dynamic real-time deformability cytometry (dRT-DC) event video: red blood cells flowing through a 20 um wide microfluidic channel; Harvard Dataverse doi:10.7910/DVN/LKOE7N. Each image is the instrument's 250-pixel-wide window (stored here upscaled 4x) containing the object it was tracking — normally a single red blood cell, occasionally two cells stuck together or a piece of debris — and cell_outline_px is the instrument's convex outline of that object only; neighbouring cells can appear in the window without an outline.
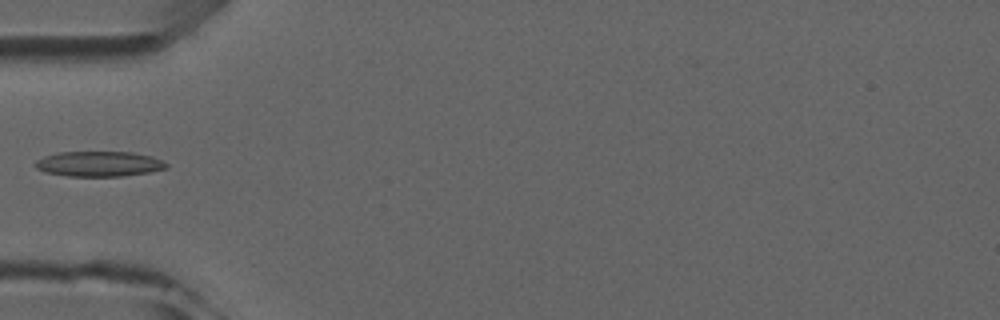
{"species": "common noctule bat (a hibernating species)", "species_latin": "Nyctalus noctula", "temperature_condition": "room temperature", "stored_images_in_passage": 5, "camera_frame_rate_fps": 3000, "um_per_image_px": 0.085, "animal": {"sex": "male", "forearm_length_mm": 52.5}, "frame": {"image": 1, "passage_image": 5, "time_ms": 4.667, "image_size_px": [1000, 320], "cell_outline_px": [[168, 168], [148, 172], [124, 176], [68, 176], [44, 172], [36, 168], [32, 164], [36, 160], [44, 156], [60, 152], [132, 152], [152, 156], [168, 164]], "centroid_in_image_um": [8.38, 13.93], "position_along_channel_um": 76.6, "area_um2": 19.31}}